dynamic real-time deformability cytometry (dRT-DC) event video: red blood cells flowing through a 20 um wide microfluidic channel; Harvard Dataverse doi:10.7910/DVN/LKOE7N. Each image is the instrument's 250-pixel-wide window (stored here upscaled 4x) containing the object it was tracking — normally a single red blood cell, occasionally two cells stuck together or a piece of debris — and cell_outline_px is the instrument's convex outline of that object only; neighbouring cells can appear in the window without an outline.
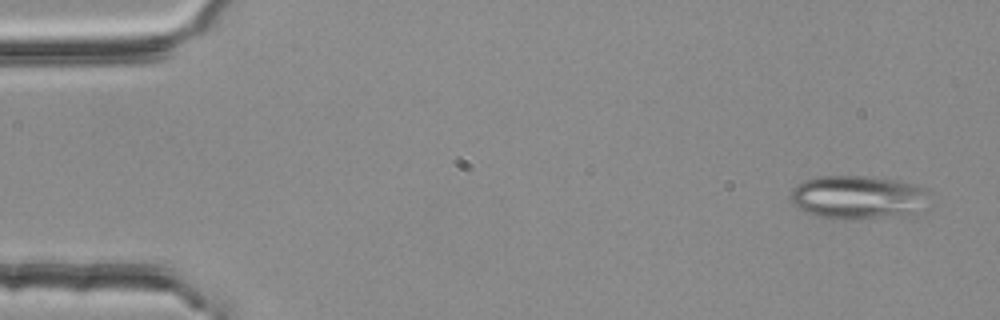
{"species": "common noctule bat (a hibernating species)", "species_latin": "Nyctalus noctula", "temperature_condition": "room temperature", "stored_images_in_passage": 11, "camera_frame_rate_fps": 3000, "um_per_image_px": 0.085, "animal": {"sex": "female", "body_mass_g": 25.1}, "frame": {"image": 1, "passage_image": 1, "time_ms": 0.0, "image_size_px": [1000, 320], "cell_outline_px": [[936, 192], [932, 208], [924, 212], [904, 216], [844, 220], [832, 220], [808, 212], [792, 204], [788, 200], [792, 188], [796, 184], [804, 180], [820, 176], [872, 176], [900, 180], [928, 188]], "centroid_in_image_um": [73.15, 16.78], "position_along_channel_um": 11.9, "area_um2": 37.34}}